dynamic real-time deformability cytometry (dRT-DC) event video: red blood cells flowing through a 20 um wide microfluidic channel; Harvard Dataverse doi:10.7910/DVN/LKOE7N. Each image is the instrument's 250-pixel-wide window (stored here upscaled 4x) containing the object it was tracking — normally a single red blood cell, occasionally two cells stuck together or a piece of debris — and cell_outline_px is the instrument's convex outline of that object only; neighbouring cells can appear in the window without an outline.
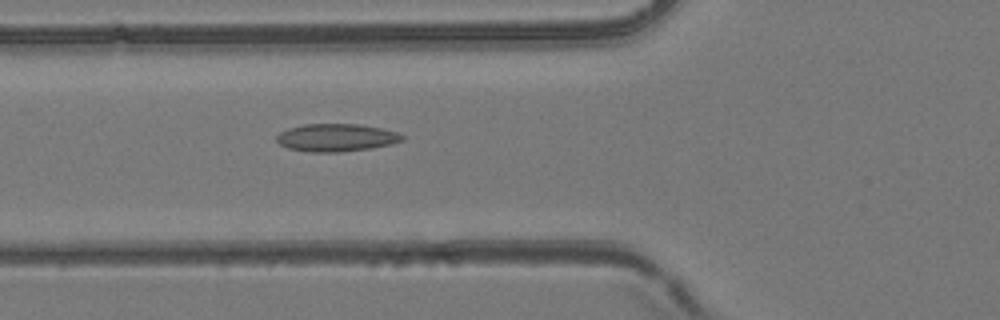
{"species": "common noctule bat (a hibernating species)", "species_latin": "Nyctalus noctula", "temperature_condition": "room temperature", "stored_images_in_passage": 31, "camera_frame_rate_fps": 3000, "um_per_image_px": 0.085, "animal": {"sex": "female", "body_mass_g": 24.6, "forearm_length_mm": 56.2}, "frame": {"image": 1, "passage_image": 6, "time_ms": 1.667, "image_size_px": [1000, 320], "cell_outline_px": [[404, 140], [372, 148], [340, 152], [312, 152], [288, 148], [280, 144], [276, 140], [276, 136], [280, 132], [288, 128], [304, 124], [360, 124], [380, 128], [396, 132], [404, 136]], "centroid_in_image_um": [28.56, 11.69], "position_along_channel_um": 97.2, "area_um2": 20.17}}
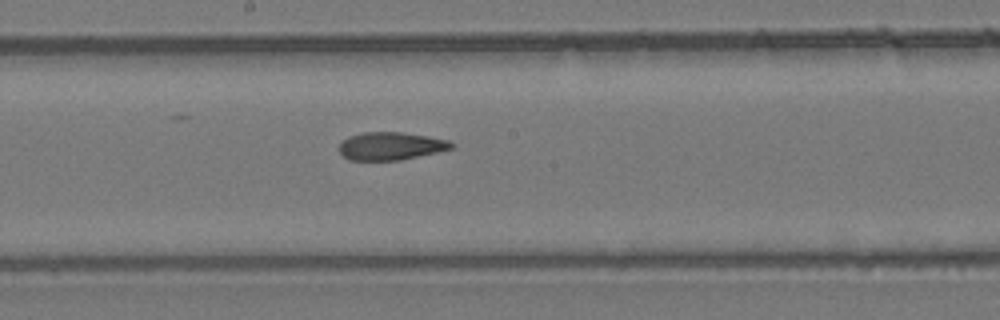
{"frame": {"image": 2, "passage_image": 15, "time_ms": 4.667, "image_size_px": [1000, 320], "cell_outline_px": [[456, 144], [452, 148], [436, 152], [400, 160], [348, 160], [340, 152], [340, 144], [348, 136], [364, 132], [400, 132], [428, 136], [448, 140]], "centroid_in_image_um": [33.22, 12.41], "position_along_channel_um": 215.0, "area_um2": 18.09}}
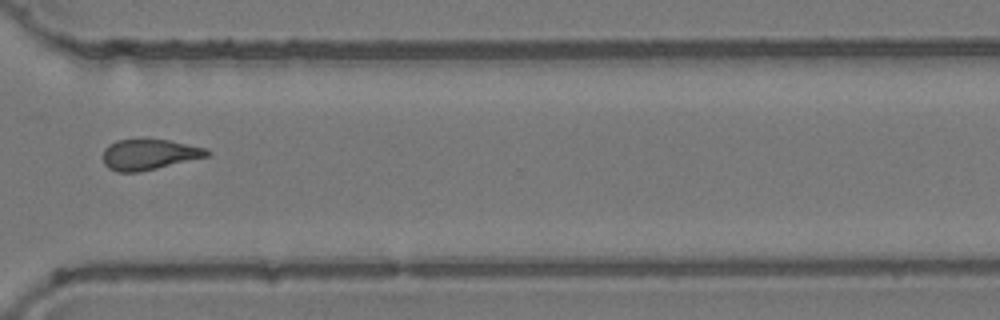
{"frame": {"image": 3, "passage_image": 26, "time_ms": 8.333, "image_size_px": [1000, 320], "cell_outline_px": [[212, 152], [208, 156], [140, 172], [120, 172], [108, 168], [104, 164], [104, 148], [108, 144], [116, 140], [168, 140], [208, 148]], "centroid_in_image_um": [12.69, 13.13], "position_along_channel_um": 357.9, "area_um2": 18.44}, "authors_computed_cell_mechanics": {"area_um2": 19.0162, "velocity_mm_per_s": 3.901, "shape_relaxation_time_tau1_ms": null, "shape_relaxation_time_tau2_ms": 3.3317, "deformation_change_tau1": null, "deformation_change_tau2": 0.1141}}